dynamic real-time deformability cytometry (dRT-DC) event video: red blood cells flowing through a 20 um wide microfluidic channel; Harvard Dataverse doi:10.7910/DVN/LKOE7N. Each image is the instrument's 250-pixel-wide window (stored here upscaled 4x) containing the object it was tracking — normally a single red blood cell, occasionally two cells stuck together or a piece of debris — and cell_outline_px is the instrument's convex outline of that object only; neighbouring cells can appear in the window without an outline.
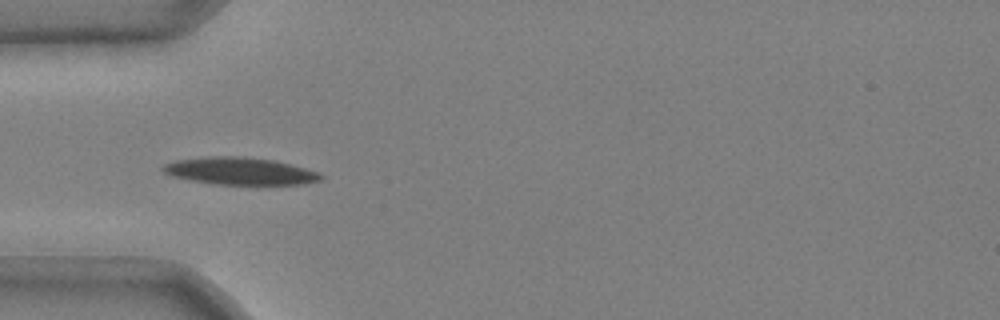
{"species": "common noctule bat (a hibernating species)", "species_latin": "Nyctalus noctula", "temperature_condition": "cold", "stored_images_in_passage": 36, "camera_frame_rate_fps": 3000, "um_per_image_px": 0.085, "animal": {"sex": "male", "body_mass_g": 20.4}, "frame": {"image": 1, "passage_image": 1, "time_ms": 0.0, "image_size_px": [1000, 320], "cell_outline_px": [[324, 176], [320, 180], [304, 184], [216, 184], [188, 180], [172, 176], [164, 172], [160, 168], [164, 164], [176, 160], [208, 156], [244, 156], [276, 160], [320, 172]], "centroid_in_image_um": [20.4, 14.53], "position_along_channel_um": 64.6, "area_um2": 25.26}}
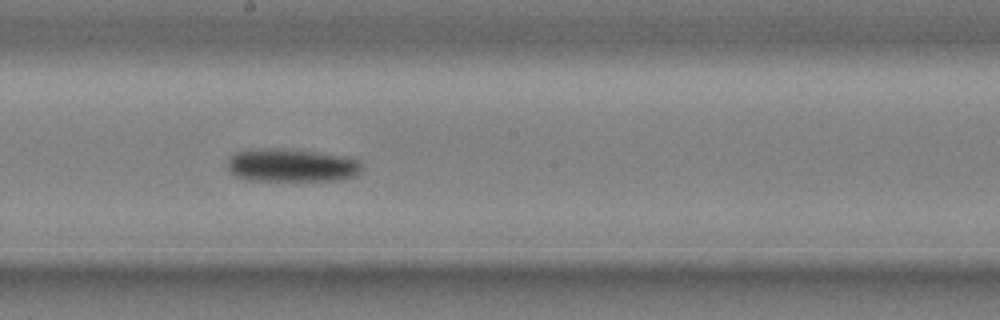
{"frame": {"image": 2, "passage_image": 14, "time_ms": 4.333, "image_size_px": [1000, 320], "cell_outline_px": [[360, 172], [356, 176], [344, 180], [244, 180], [228, 172], [228, 156], [236, 152], [252, 148], [292, 148], [352, 156], [360, 160]], "centroid_in_image_um": [24.8, 14.02], "position_along_channel_um": 223.4, "area_um2": 26.82}}
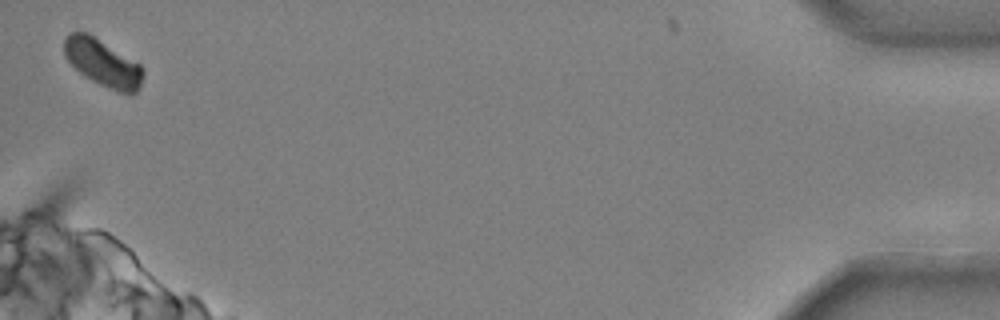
{"frame": {"image": 3, "passage_image": 36, "time_ms": 11.667, "image_size_px": [1000, 320], "cell_outline_px": [[144, 72], [140, 88], [132, 96], [128, 96], [108, 88], [92, 80], [80, 72], [68, 60], [64, 52], [64, 40], [68, 32], [88, 32], [140, 64], [144, 68]], "centroid_in_image_um": [8.78, 5.36], "position_along_channel_um": 426.4, "area_um2": 21.73}, "authors_computed_cell_mechanics": {"area_um2": 25.0563, "velocity_mm_per_s": 3.6912, "shape_relaxation_time_tau1_ms": 3.963, "shape_relaxation_time_tau2_ms": null, "deformation_change_tau1": 0.1206, "deformation_change_tau2": null}}